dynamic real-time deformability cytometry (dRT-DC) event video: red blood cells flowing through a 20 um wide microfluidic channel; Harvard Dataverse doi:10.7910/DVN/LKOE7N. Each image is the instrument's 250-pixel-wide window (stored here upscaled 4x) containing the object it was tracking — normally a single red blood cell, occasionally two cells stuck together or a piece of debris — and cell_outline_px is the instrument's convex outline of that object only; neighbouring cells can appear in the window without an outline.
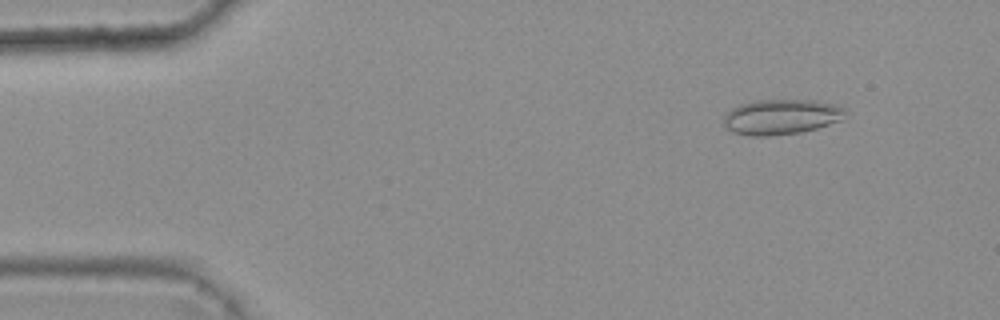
{"species": "common noctule bat (a hibernating species)", "species_latin": "Nyctalus noctula", "temperature_condition": "warm", "stored_images_in_passage": 8, "camera_frame_rate_fps": 3000, "um_per_image_px": 0.085, "animal": {"sex": "female", "body_mass_g": 25.1}, "frame": {"image": 1, "passage_image": 2, "time_ms": 0.333, "image_size_px": [1000, 320], "cell_outline_px": [[848, 112], [840, 120], [816, 128], [800, 132], [768, 136], [748, 136], [732, 132], [724, 128], [724, 116], [732, 108], [740, 104], [756, 100], [816, 100], [840, 104], [848, 108]], "centroid_in_image_um": [66.43, 9.92], "position_along_channel_um": 18.6, "area_um2": 25.32}}
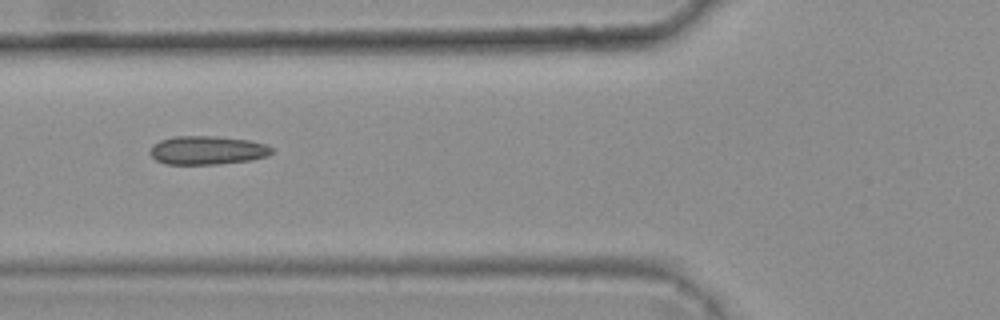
{"frame": {"image": 2, "passage_image": 6, "time_ms": 1.667, "image_size_px": [1000, 320], "cell_outline_px": [[272, 152], [268, 156], [252, 160], [220, 164], [168, 164], [156, 160], [148, 152], [160, 140], [172, 136], [216, 136], [252, 140], [264, 144], [272, 148]], "centroid_in_image_um": [17.65, 12.77], "position_along_channel_um": 108.2, "area_um2": 20.35}}
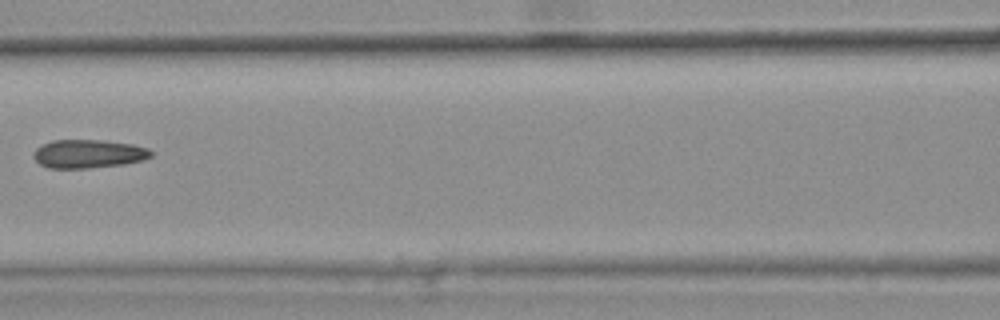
{"frame": {"image": 3, "passage_image": 7, "time_ms": 2.0, "image_size_px": [1000, 320], "cell_outline_px": [[152, 156], [140, 160], [124, 164], [88, 168], [48, 168], [40, 164], [32, 156], [32, 152], [36, 148], [52, 140], [104, 140], [132, 144], [148, 148], [152, 152]], "centroid_in_image_um": [7.48, 13.07], "position_along_channel_um": 159.1, "area_um2": 19.48}}